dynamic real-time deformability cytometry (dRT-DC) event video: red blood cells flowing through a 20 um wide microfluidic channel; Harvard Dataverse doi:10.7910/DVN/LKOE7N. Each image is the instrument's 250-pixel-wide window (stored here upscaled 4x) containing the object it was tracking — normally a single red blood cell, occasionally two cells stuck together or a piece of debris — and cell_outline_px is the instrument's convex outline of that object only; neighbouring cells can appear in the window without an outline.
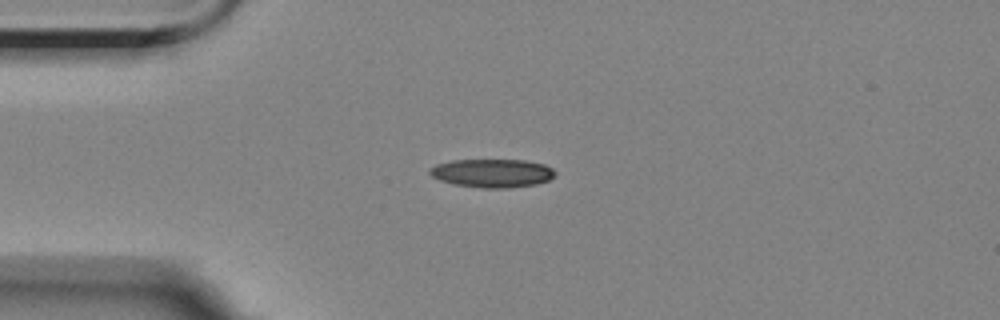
{"species": "Egyptian fruit bat (a non-hibernating species)", "species_latin": "Rousettus aegyptiacus", "temperature_condition": "room temperature", "stored_images_in_passage": 12, "camera_frame_rate_fps": 3000, "um_per_image_px": 0.085, "animal": {"sex": "female"}, "frame": {"image": 1, "passage_image": 1, "time_ms": 0.0, "image_size_px": [1000, 320], "cell_outline_px": [[556, 172], [548, 180], [536, 184], [508, 188], [484, 188], [456, 184], [440, 180], [432, 176], [428, 172], [428, 168], [436, 164], [452, 160], [524, 160], [544, 164], [552, 168]], "centroid_in_image_um": [41.82, 14.71], "position_along_channel_um": 43.2, "area_um2": 20.69}}
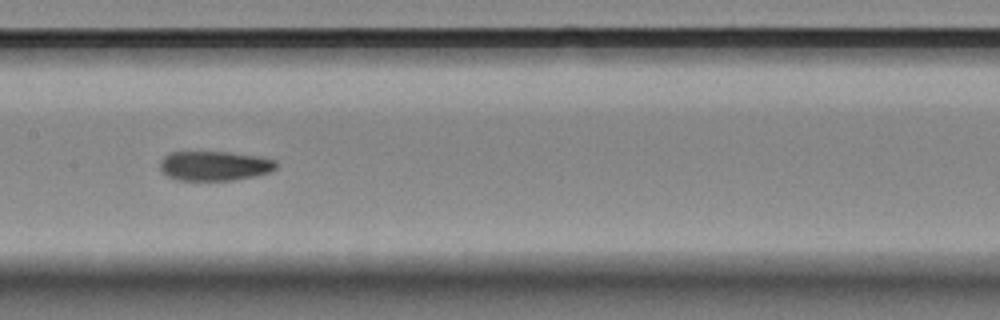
{"frame": {"image": 2, "passage_image": 5, "time_ms": 4.667, "image_size_px": [1000, 320], "cell_outline_px": [[276, 168], [268, 172], [252, 176], [232, 180], [176, 180], [160, 172], [160, 160], [164, 156], [172, 152], [228, 152], [260, 156], [276, 160]], "centroid_in_image_um": [18.2, 14.09], "position_along_channel_um": 189.2, "area_um2": 20.0}}
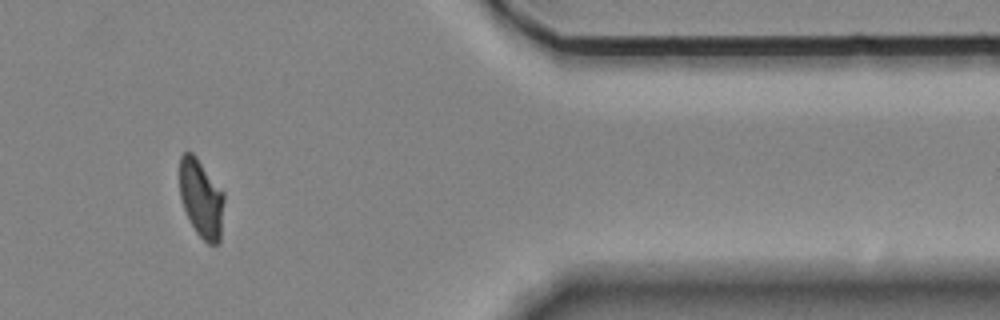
{"frame": {"image": 3, "passage_image": 10, "time_ms": 11.333, "image_size_px": [1000, 320], "cell_outline_px": [[224, 200], [220, 244], [208, 244], [196, 232], [184, 208], [180, 196], [180, 156], [184, 152], [192, 152], [196, 156], [224, 192]], "centroid_in_image_um": [17.12, 16.87], "position_along_channel_um": 394.3, "area_um2": 20.23}, "authors_computed_cell_mechanics": {"area_um2": 20.6924, "velocity_mm_per_s": 3.5096, "shape_relaxation_time_tau1_ms": 5.636, "shape_relaxation_time_tau2_ms": 2.5389, "deformation_change_tau1": 0.1888, "deformation_change_tau2": 0.0851}}